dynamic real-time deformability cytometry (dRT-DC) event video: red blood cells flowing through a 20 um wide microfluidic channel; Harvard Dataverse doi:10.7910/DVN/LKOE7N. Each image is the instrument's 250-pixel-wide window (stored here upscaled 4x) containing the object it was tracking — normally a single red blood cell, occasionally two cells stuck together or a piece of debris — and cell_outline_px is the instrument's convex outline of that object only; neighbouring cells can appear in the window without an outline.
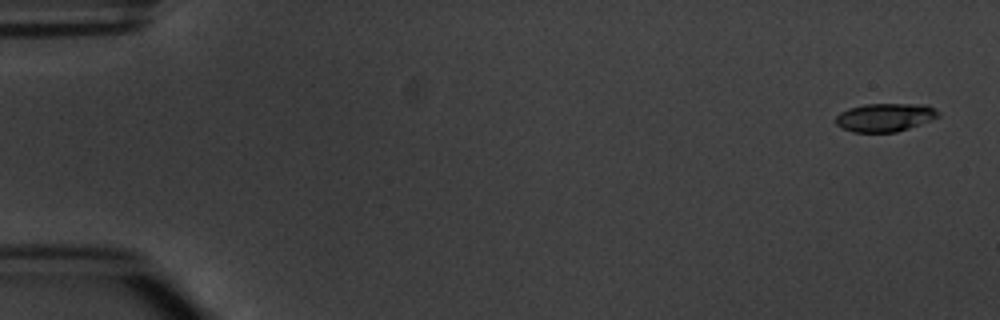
{"species": "common noctule bat (a hibernating species)", "species_latin": "Nyctalus noctula", "temperature_condition": "warm", "stored_images_in_passage": 4, "camera_frame_rate_fps": 3000, "um_per_image_px": 0.085, "animal": {"sex": "male", "body_mass_g": 20.1, "forearm_length_mm": 53.5}, "frame": {"image": 1, "passage_image": 1, "time_ms": 0.0, "image_size_px": [1000, 320], "cell_outline_px": [[940, 116], [920, 124], [896, 132], [852, 132], [836, 124], [836, 116], [840, 112], [848, 108], [864, 104], [928, 104], [940, 112]], "centroid_in_image_um": [75.24, 9.96], "position_along_channel_um": 9.8, "area_um2": 16.94}}
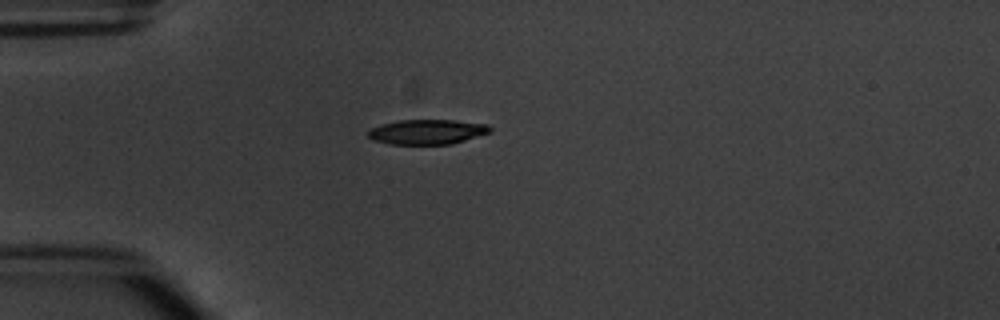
{"frame": {"image": 2, "passage_image": 4, "time_ms": 4.333, "image_size_px": [1000, 320], "cell_outline_px": [[492, 132], [452, 144], [388, 144], [372, 140], [368, 136], [368, 132], [372, 128], [380, 124], [400, 120], [456, 120], [488, 124], [492, 128]], "centroid_in_image_um": [36.33, 11.2], "position_along_channel_um": 48.7, "area_um2": 17.8}}